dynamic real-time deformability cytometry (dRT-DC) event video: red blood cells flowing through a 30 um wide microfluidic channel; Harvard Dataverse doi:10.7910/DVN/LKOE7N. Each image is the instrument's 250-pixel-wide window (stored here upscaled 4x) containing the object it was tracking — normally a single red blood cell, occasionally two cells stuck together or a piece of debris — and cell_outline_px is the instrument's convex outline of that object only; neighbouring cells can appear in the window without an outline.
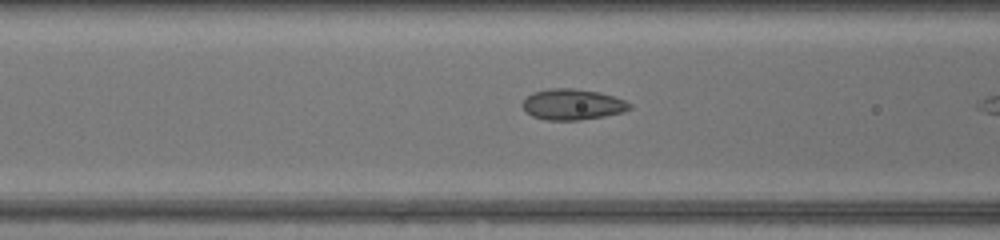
{"species": "common noctule bat (a hibernating species)", "species_latin": "Nyctalus noctula", "temperature_condition": "warm", "stored_images_in_passage": 11, "camera_frame_rate_fps": 3000, "um_per_image_px": 0.085, "animal": {"sex": "female", "body_mass_g": 17.0, "forearm_length_mm": 48.0}, "frame": {"image": 1, "passage_image": 10, "time_ms": 3.0, "image_size_px": [1000, 240], "cell_outline_px": [[632, 108], [624, 112], [604, 116], [580, 120], [544, 120], [532, 116], [524, 108], [524, 100], [532, 92], [552, 88], [572, 88], [596, 92], [612, 96], [624, 100], [632, 104]], "centroid_in_image_um": [48.69, 8.88], "position_along_channel_um": 117.9, "area_um2": 19.07}}